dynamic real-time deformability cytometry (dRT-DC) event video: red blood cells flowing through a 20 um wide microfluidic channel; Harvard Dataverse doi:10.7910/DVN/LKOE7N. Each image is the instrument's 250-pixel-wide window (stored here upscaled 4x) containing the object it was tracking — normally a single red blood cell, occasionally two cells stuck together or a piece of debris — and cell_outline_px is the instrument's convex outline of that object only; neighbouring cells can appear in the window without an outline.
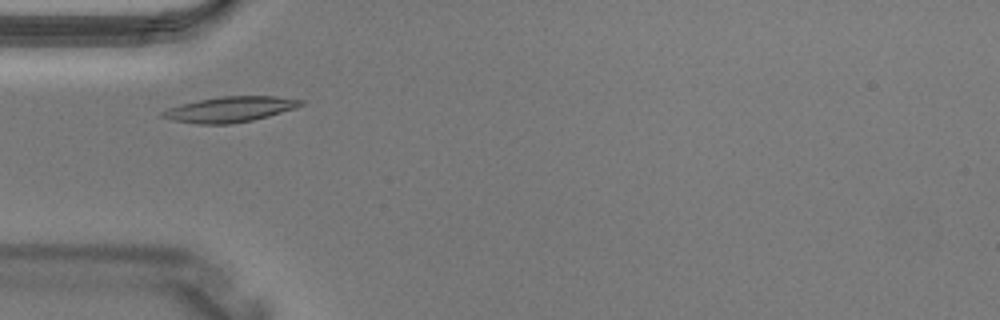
{"species": "Egyptian fruit bat (a non-hibernating species)", "species_latin": "Rousettus aegyptiacus", "temperature_condition": "warm", "stored_images_in_passage": 2, "camera_frame_rate_fps": 3000, "um_per_image_px": 0.085, "animal": {"sex": "male"}, "frame": {"image": 1, "passage_image": 1, "time_ms": 0.0, "image_size_px": [1000, 320], "cell_outline_px": [[304, 104], [296, 108], [268, 116], [252, 120], [232, 124], [196, 124], [172, 120], [160, 116], [160, 112], [168, 108], [200, 100], [224, 96], [276, 96], [304, 100]], "centroid_in_image_um": [19.57, 9.3], "position_along_channel_um": 65.4, "area_um2": 20.4}}